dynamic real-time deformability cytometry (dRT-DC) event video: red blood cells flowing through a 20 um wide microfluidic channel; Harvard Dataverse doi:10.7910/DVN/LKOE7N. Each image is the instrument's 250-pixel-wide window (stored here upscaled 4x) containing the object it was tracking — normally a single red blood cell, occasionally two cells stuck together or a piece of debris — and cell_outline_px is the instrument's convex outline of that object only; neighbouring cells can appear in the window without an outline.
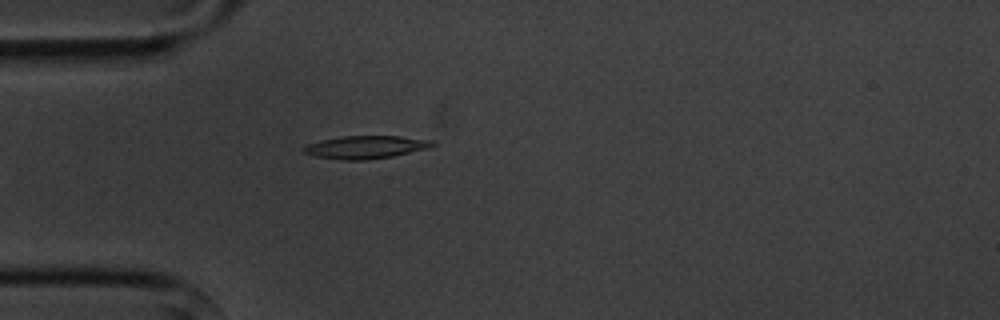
{"species": "common noctule bat (a hibernating species)", "species_latin": "Nyctalus noctula", "temperature_condition": "cold", "stored_images_in_passage": 5, "camera_frame_rate_fps": 3000, "um_per_image_px": 0.085, "animal": {"sex": "male", "body_mass_g": 20.1, "forearm_length_mm": 53.5}, "frame": {"image": 1, "passage_image": 5, "time_ms": 5.0, "image_size_px": [1000, 320], "cell_outline_px": [[436, 144], [428, 148], [392, 156], [364, 160], [344, 160], [316, 156], [304, 152], [304, 148], [308, 144], [320, 140], [340, 136], [400, 136], [436, 140]], "centroid_in_image_um": [31.14, 12.49], "position_along_channel_um": 53.9, "area_um2": 17.05}}